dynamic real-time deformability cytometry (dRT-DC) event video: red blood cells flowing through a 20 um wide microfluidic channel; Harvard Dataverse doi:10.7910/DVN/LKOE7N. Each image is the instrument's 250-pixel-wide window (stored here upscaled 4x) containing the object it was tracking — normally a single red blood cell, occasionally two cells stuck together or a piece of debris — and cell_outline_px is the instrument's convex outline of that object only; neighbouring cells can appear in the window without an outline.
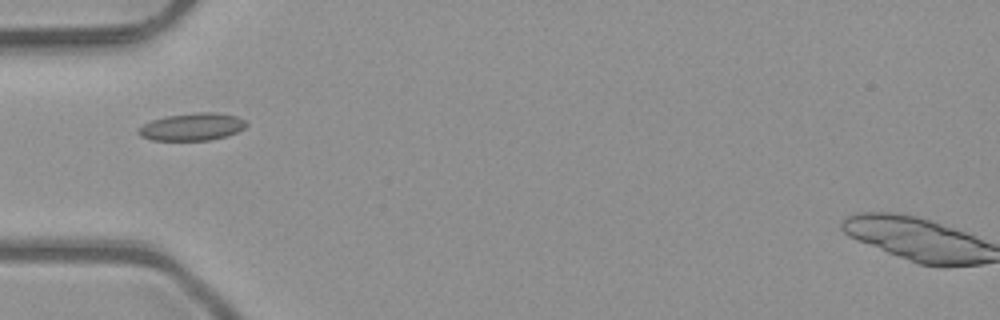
{"species": "common noctule bat (a hibernating species)", "species_latin": "Nyctalus noctula", "temperature_condition": "room temperature", "stored_images_in_passage": 3, "camera_frame_rate_fps": 3000, "um_per_image_px": 0.085, "animal": {"sex": "male", "body_mass_g": 23.1, "forearm_length_mm": 52.7}, "frame": {"image": 1, "passage_image": 2, "time_ms": 0.333, "image_size_px": [1000, 320], "cell_outline_px": [[248, 124], [244, 128], [228, 136], [208, 140], [152, 140], [140, 136], [136, 132], [136, 128], [152, 120], [164, 116], [196, 112], [216, 112], [236, 116], [244, 120]], "centroid_in_image_um": [16.3, 10.77], "position_along_channel_um": 68.7, "area_um2": 17.4}}
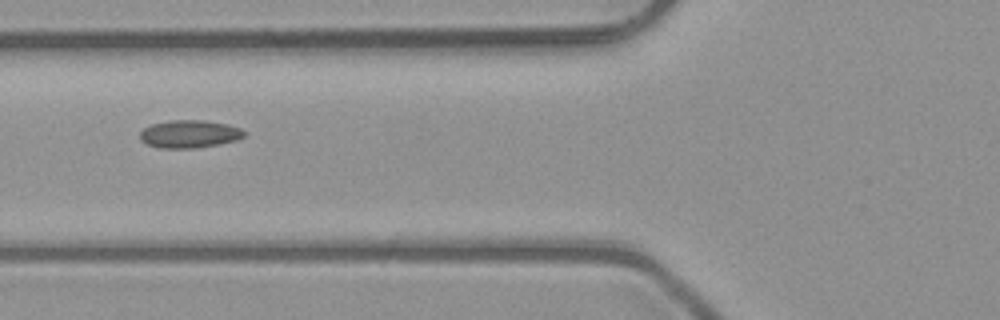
{"frame": {"image": 2, "passage_image": 3, "time_ms": 0.667, "image_size_px": [1000, 320], "cell_outline_px": [[244, 136], [236, 140], [196, 148], [160, 148], [148, 144], [140, 140], [140, 132], [144, 128], [152, 124], [168, 120], [204, 120], [228, 124], [240, 128], [244, 132]], "centroid_in_image_um": [16.08, 11.38], "position_along_channel_um": 109.7, "area_um2": 16.76}}